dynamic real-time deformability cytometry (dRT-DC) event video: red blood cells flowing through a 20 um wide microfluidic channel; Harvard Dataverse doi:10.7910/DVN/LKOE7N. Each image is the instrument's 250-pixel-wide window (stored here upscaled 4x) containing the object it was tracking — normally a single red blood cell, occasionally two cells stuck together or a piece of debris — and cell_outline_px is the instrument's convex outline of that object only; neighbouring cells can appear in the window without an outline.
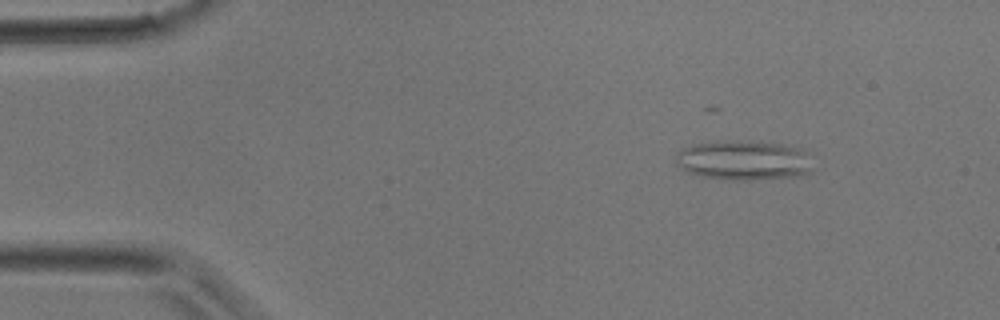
{"species": "common noctule bat (a hibernating species)", "species_latin": "Nyctalus noctula", "temperature_condition": "room temperature", "stored_images_in_passage": 36, "camera_frame_rate_fps": 3000, "um_per_image_px": 0.085, "animal": {"sex": "male", "body_mass_g": 17.9}, "frame": {"image": 1, "passage_image": 4, "time_ms": 1.0, "image_size_px": [1000, 320], "cell_outline_px": [[816, 168], [812, 172], [804, 176], [744, 180], [732, 180], [704, 176], [688, 172], [680, 168], [676, 164], [676, 152], [680, 148], [692, 144], [716, 140], [740, 140], [784, 144], [800, 148], [804, 152]], "centroid_in_image_um": [63.22, 13.61], "position_along_channel_um": 21.8, "area_um2": 32.37}}
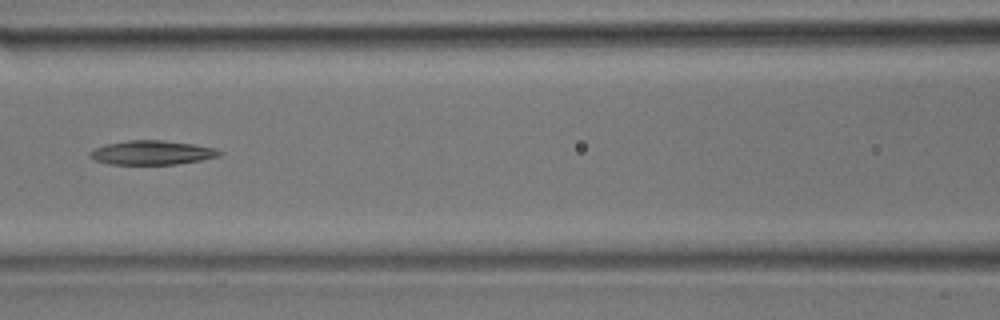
{"frame": {"image": 2, "passage_image": 16, "time_ms": 5.0, "image_size_px": [1000, 320], "cell_outline_px": [[224, 152], [220, 156], [200, 160], [176, 164], [108, 164], [92, 160], [88, 156], [88, 152], [104, 144], [128, 140], [160, 140], [192, 144], [216, 148]], "centroid_in_image_um": [12.88, 12.97], "position_along_channel_um": 153.7, "area_um2": 18.32}}
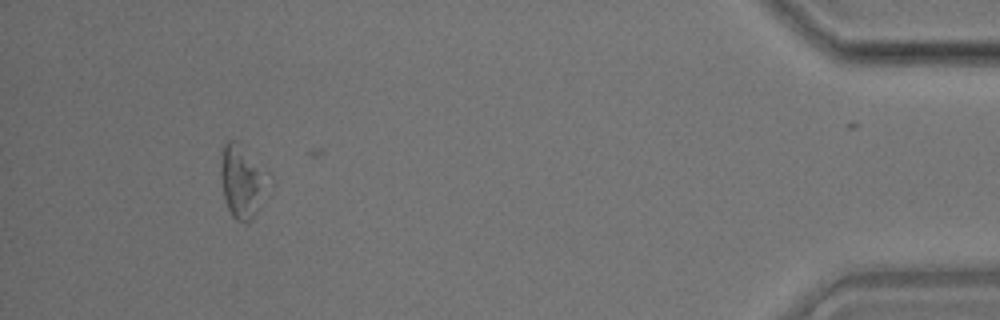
{"frame": {"image": 3, "passage_image": 35, "time_ms": 11.333, "image_size_px": [1000, 320], "cell_outline_px": [[276, 184], [252, 220], [236, 220], [232, 216], [224, 200], [220, 172], [220, 152], [224, 140], [240, 140], [276, 180]], "centroid_in_image_um": [20.7, 15.34], "position_along_channel_um": 414.5, "area_um2": 22.14}}